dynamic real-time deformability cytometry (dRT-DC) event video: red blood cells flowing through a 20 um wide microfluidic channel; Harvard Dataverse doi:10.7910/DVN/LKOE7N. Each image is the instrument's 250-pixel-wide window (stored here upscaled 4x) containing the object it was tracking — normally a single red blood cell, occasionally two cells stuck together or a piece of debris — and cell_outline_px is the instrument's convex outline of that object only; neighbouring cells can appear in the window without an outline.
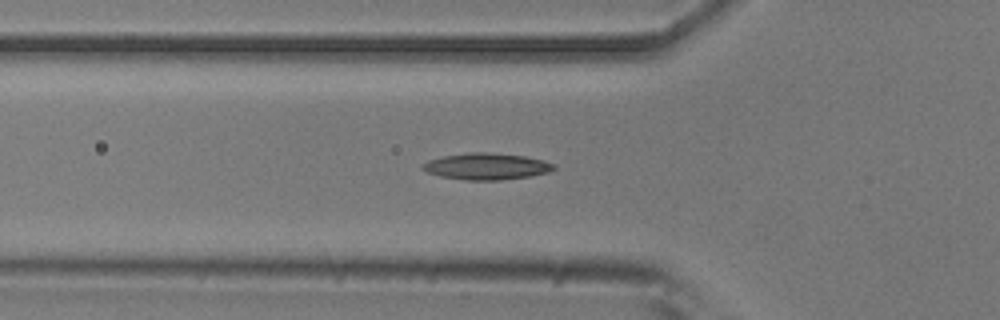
{"species": "common noctule bat (a hibernating species)", "species_latin": "Nyctalus noctula", "temperature_condition": "room temperature", "stored_images_in_passage": 12, "camera_frame_rate_fps": 3000, "um_per_image_px": 0.085, "animal": {"sex": "male", "body_mass_g": 20.5, "forearm_length_mm": 52.5}, "frame": {"image": 1, "passage_image": 10, "time_ms": 3.0, "image_size_px": [1000, 320], "cell_outline_px": [[556, 168], [548, 172], [528, 176], [500, 180], [464, 180], [440, 176], [428, 172], [420, 168], [420, 164], [428, 160], [444, 156], [472, 152], [484, 152], [524, 156], [544, 160], [556, 164]], "centroid_in_image_um": [41.33, 14.14], "position_along_channel_um": 84.5, "area_um2": 20.23}}